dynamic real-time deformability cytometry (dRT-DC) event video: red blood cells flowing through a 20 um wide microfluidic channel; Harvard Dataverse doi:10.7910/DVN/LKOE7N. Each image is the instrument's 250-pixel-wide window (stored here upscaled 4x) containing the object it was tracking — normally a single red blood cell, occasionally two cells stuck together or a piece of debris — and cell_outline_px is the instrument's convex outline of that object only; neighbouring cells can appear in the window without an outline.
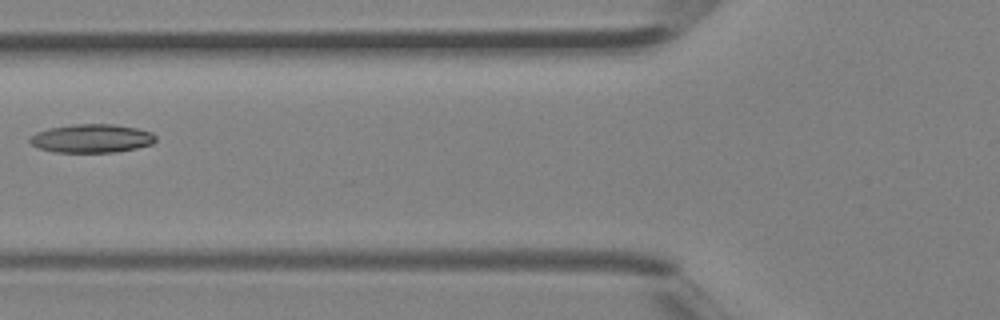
{"species": "Egyptian fruit bat (a non-hibernating species)", "species_latin": "Rousettus aegyptiacus", "temperature_condition": "room temperature", "stored_images_in_passage": 5, "camera_frame_rate_fps": 3000, "um_per_image_px": 0.085, "animal": {"sex": "female"}, "frame": {"image": 1, "passage_image": 5, "time_ms": 1.333, "image_size_px": [1000, 320], "cell_outline_px": [[156, 140], [152, 144], [136, 148], [116, 152], [56, 152], [36, 148], [28, 140], [28, 136], [36, 132], [48, 128], [76, 124], [112, 124], [136, 128], [152, 132], [156, 136]], "centroid_in_image_um": [7.76, 11.76], "position_along_channel_um": 118.0, "area_um2": 21.04}}